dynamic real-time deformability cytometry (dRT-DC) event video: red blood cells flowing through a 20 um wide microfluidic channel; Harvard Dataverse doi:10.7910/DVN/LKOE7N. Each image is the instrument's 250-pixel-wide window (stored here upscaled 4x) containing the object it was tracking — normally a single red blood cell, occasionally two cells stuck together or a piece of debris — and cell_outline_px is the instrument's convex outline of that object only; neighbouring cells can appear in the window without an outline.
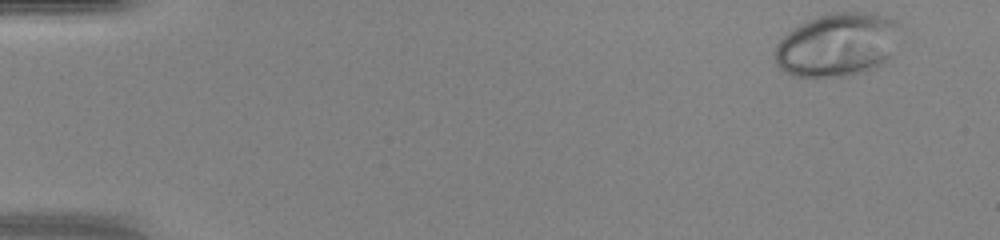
{"species": "human", "species_latin": "Homo sapiens", "temperature_condition": "warm", "stored_images_in_passage": 46, "camera_frame_rate_fps": 3000, "um_per_image_px": 0.085, "donor": {"sex": "female"}, "frame": {"image": 1, "passage_image": 1, "time_ms": 0.0, "image_size_px": [1000, 240], "cell_outline_px": [[900, 24], [888, 56], [880, 64], [864, 72], [852, 76], [796, 76], [784, 72], [776, 64], [772, 52], [776, 44], [792, 28], [808, 20], [832, 12], [876, 12], [888, 16], [896, 20]], "centroid_in_image_um": [71.12, 3.79], "position_along_channel_um": 13.9, "area_um2": 46.18}}
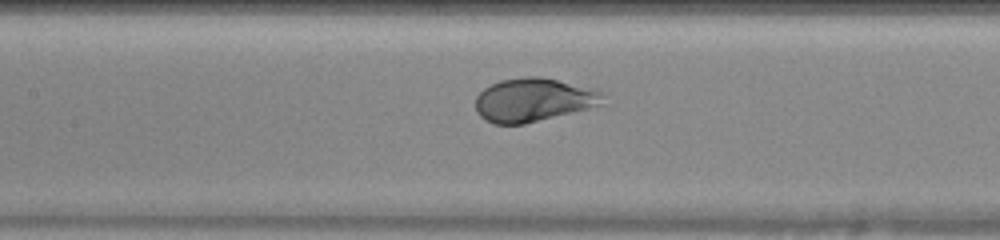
{"frame": {"image": 2, "passage_image": 21, "time_ms": 6.667, "image_size_px": [1000, 240], "cell_outline_px": [[608, 92], [604, 104], [524, 124], [492, 124], [484, 120], [476, 112], [476, 96], [484, 88], [500, 80], [524, 76], [540, 76], [596, 88]], "centroid_in_image_um": [45.4, 8.47], "position_along_channel_um": 162.0, "area_um2": 32.83}}
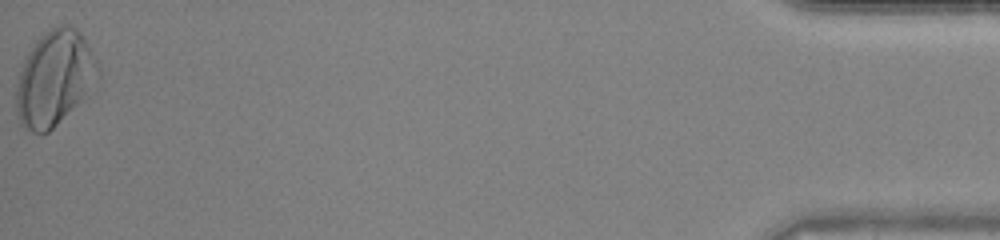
{"frame": {"image": 3, "passage_image": 46, "time_ms": 15.0, "image_size_px": [1000, 240], "cell_outline_px": [[100, 76], [96, 92], [48, 132], [32, 132], [24, 128], [20, 124], [16, 112], [16, 92], [20, 72], [24, 60], [28, 52], [36, 40], [44, 32], [56, 24], [72, 24], [84, 36], [100, 68]], "centroid_in_image_um": [4.72, 6.66], "position_along_channel_um": 430.5, "area_um2": 46.64}, "authors_computed_cell_mechanics": {"area_um2": 33.235, "velocity_mm_per_s": 4.3161, "shape_relaxation_time_tau1_ms": 4.1971, "shape_relaxation_time_tau2_ms": null, "deformation_change_tau1": 0.2378, "deformation_change_tau2": null}}